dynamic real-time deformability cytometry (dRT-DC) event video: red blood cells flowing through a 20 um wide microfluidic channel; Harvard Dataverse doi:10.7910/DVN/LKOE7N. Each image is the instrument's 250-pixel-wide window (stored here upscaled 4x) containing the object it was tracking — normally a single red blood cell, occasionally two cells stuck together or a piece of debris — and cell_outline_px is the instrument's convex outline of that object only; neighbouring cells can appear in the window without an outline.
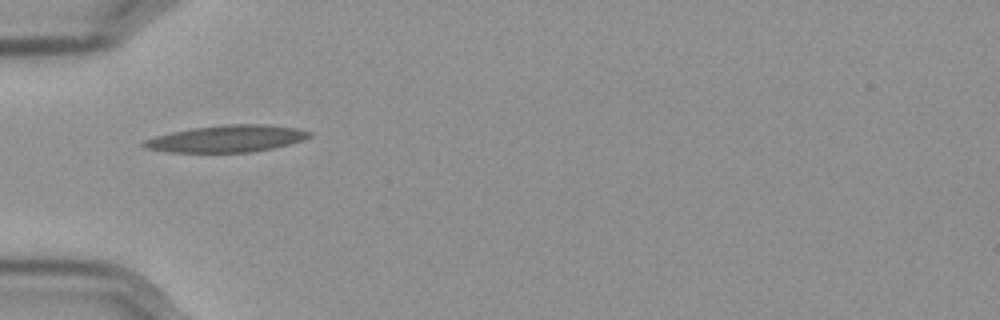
{"species": "Egyptian fruit bat (a non-hibernating species)", "species_latin": "Rousettus aegyptiacus", "temperature_condition": "cold", "stored_images_in_passage": 34, "camera_frame_rate_fps": 3000, "um_per_image_px": 0.085, "frame": {"image": 1, "passage_image": 1, "time_ms": 0.0, "image_size_px": [1000, 320], "cell_outline_px": [[312, 136], [304, 140], [272, 148], [252, 152], [168, 152], [144, 148], [140, 144], [144, 140], [156, 136], [172, 132], [192, 128], [228, 124], [268, 124], [296, 128], [312, 132]], "centroid_in_image_um": [19.28, 11.78], "position_along_channel_um": 65.7, "area_um2": 25.95}}
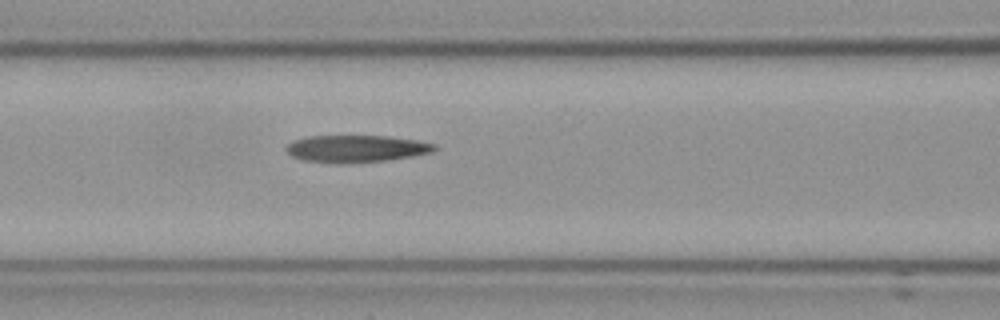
{"frame": {"image": 2, "passage_image": 7, "time_ms": 2.0, "image_size_px": [1000, 320], "cell_outline_px": [[440, 148], [432, 152], [412, 156], [388, 160], [340, 164], [304, 160], [292, 156], [284, 148], [292, 140], [308, 136], [388, 136], [416, 140], [436, 144]], "centroid_in_image_um": [30.29, 12.64], "position_along_channel_um": 136.3, "area_um2": 23.58}}
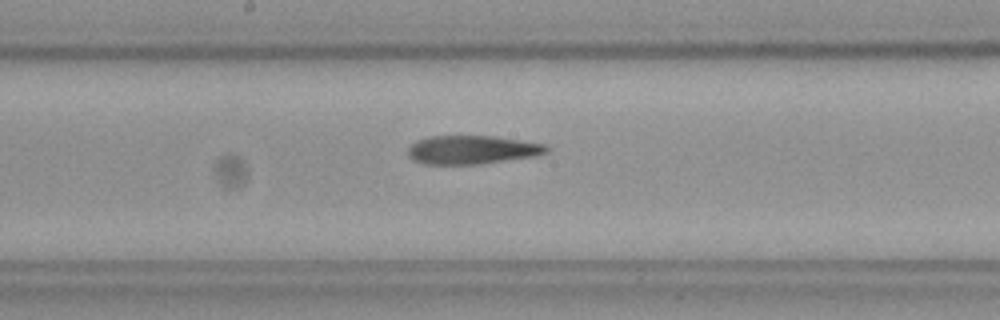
{"frame": {"image": 3, "passage_image": 13, "time_ms": 4.0, "image_size_px": [1000, 320], "cell_outline_px": [[548, 152], [536, 156], [480, 164], [424, 164], [412, 160], [408, 156], [408, 148], [416, 140], [428, 136], [496, 136], [548, 144]], "centroid_in_image_um": [40.14, 12.73], "position_along_channel_um": 208.1, "area_um2": 23.35}, "authors_computed_cell_mechanics": {"area_um2": 23.5246, "velocity_mm_per_s": 3.5888, "shape_relaxation_time_tau1_ms": null, "shape_relaxation_time_tau2_ms": 4.0, "deformation_change_tau1": null, "deformation_change_tau2": 0.1576}}